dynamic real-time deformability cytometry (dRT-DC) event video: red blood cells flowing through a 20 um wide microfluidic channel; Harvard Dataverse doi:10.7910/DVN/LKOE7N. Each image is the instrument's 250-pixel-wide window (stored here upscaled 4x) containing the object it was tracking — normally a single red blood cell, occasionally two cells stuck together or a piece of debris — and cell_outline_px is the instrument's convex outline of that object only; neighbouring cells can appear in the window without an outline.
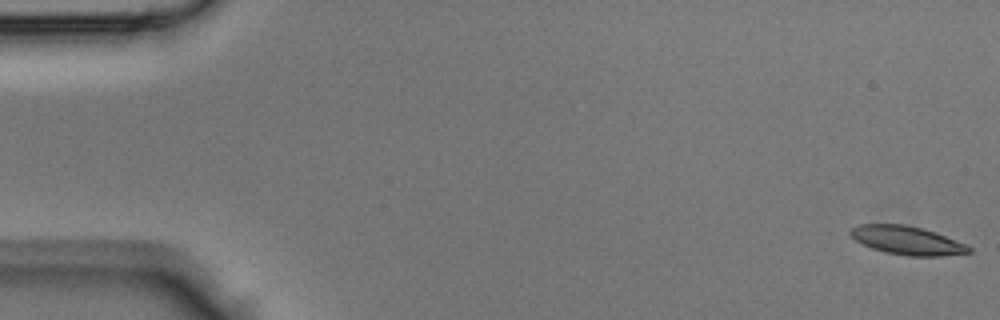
{"species": "Egyptian fruit bat (a non-hibernating species)", "species_latin": "Rousettus aegyptiacus", "temperature_condition": "room temperature", "stored_images_in_passage": 11, "camera_frame_rate_fps": 3000, "um_per_image_px": 0.085, "animal": {"sex": "male"}, "frame": {"image": 1, "passage_image": 1, "time_ms": 0.0, "image_size_px": [1000, 320], "cell_outline_px": [[972, 252], [940, 256], [908, 256], [888, 252], [872, 248], [856, 240], [848, 232], [852, 228], [860, 224], [904, 224], [924, 228], [936, 232], [964, 244], [972, 248]], "centroid_in_image_um": [77.11, 20.42], "position_along_channel_um": 7.9, "area_um2": 19.48}}